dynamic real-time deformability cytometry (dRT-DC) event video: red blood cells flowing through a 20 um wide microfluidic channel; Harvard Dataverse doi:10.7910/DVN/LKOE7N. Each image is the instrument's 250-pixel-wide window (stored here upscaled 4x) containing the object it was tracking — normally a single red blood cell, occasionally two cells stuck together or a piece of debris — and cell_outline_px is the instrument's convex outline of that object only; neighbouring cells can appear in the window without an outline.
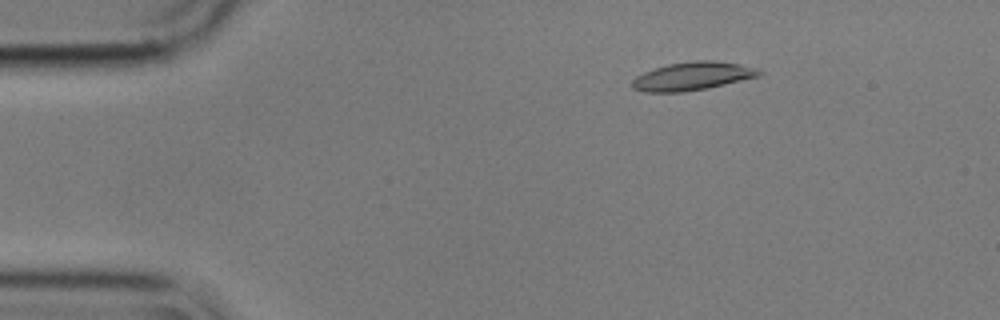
{"species": "common noctule bat (a hibernating species)", "species_latin": "Nyctalus noctula", "temperature_condition": "cold", "stored_images_in_passage": 55, "camera_frame_rate_fps": 3000, "um_per_image_px": 0.085, "animal": {"sex": "male", "body_mass_g": 17.9}, "frame": {"image": 1, "passage_image": 8, "time_ms": 2.333, "image_size_px": [1000, 320], "cell_outline_px": [[764, 72], [760, 76], [708, 88], [684, 92], [644, 92], [632, 88], [632, 80], [636, 76], [644, 72], [668, 64], [692, 60], [716, 60], [740, 64], [760, 68]], "centroid_in_image_um": [58.91, 6.46], "position_along_channel_um": 26.1, "area_um2": 21.15}}
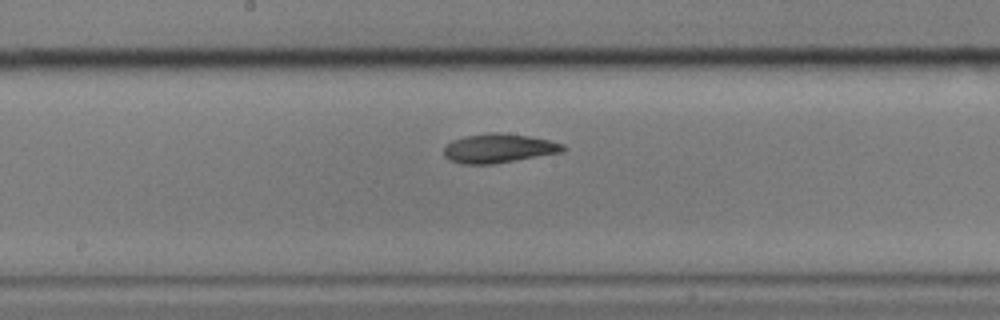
{"frame": {"image": 2, "passage_image": 28, "time_ms": 9.0, "image_size_px": [1000, 320], "cell_outline_px": [[568, 148], [564, 152], [492, 164], [460, 164], [448, 160], [444, 156], [444, 148], [452, 140], [464, 136], [488, 132], [496, 132], [528, 136], [548, 140], [564, 144]], "centroid_in_image_um": [42.38, 12.61], "position_along_channel_um": 205.8, "area_um2": 20.35}}
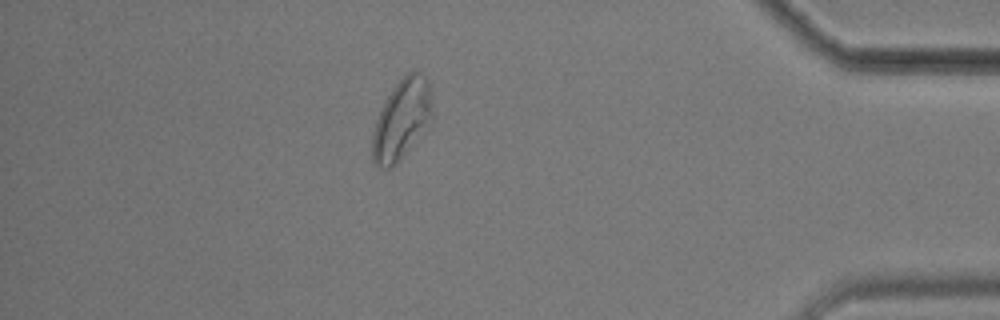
{"frame": {"image": 3, "passage_image": 48, "time_ms": 15.667, "image_size_px": [1000, 320], "cell_outline_px": [[432, 120], [396, 164], [388, 168], [380, 168], [372, 164], [372, 132], [376, 120], [384, 100], [392, 88], [408, 72], [420, 72], [428, 80], [432, 104]], "centroid_in_image_um": [34.12, 10.16], "position_along_channel_um": 401.1, "area_um2": 27.86}, "authors_computed_cell_mechanics": {"area_um2": 20.3456, "velocity_mm_per_s": 3.5338, "shape_relaxation_time_tau1_ms": 5.6703, "shape_relaxation_time_tau2_ms": 3.7319, "deformation_change_tau1": 0.1662, "deformation_change_tau2": 0.0904}}